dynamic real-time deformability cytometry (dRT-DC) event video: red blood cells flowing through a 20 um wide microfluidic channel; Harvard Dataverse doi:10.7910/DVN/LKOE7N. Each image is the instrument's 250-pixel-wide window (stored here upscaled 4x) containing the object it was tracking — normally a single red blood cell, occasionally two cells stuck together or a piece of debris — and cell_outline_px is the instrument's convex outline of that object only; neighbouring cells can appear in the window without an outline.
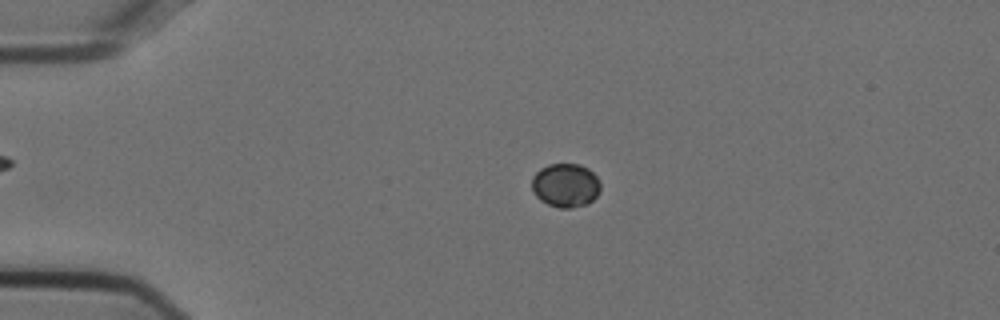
{"species": "Egyptian fruit bat (a non-hibernating species)", "species_latin": "Rousettus aegyptiacus", "temperature_condition": "cold", "stored_images_in_passage": 55, "camera_frame_rate_fps": 3000, "um_per_image_px": 0.085, "animal": {"sex": "female"}, "frame": {"image": 1, "passage_image": 13, "time_ms": 4.0, "image_size_px": [1000, 320], "cell_outline_px": [[600, 192], [588, 204], [572, 208], [560, 208], [548, 204], [540, 200], [532, 192], [532, 176], [540, 168], [548, 164], [580, 164], [588, 168], [600, 180]], "centroid_in_image_um": [48.07, 15.75], "position_along_channel_um": 36.9, "area_um2": 17.74}}
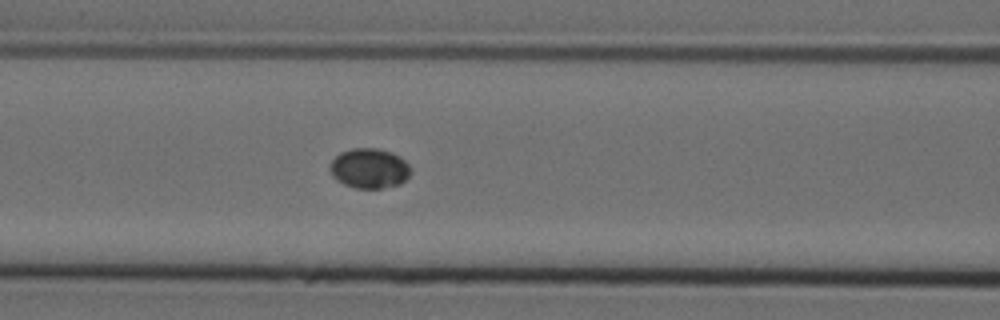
{"frame": {"image": 2, "passage_image": 24, "time_ms": 7.667, "image_size_px": [1000, 320], "cell_outline_px": [[412, 168], [408, 176], [400, 184], [380, 188], [356, 188], [344, 184], [332, 176], [328, 168], [332, 160], [340, 152], [352, 148], [376, 148], [392, 152], [400, 156]], "centroid_in_image_um": [31.38, 14.3], "position_along_channel_um": 135.2, "area_um2": 18.84}}
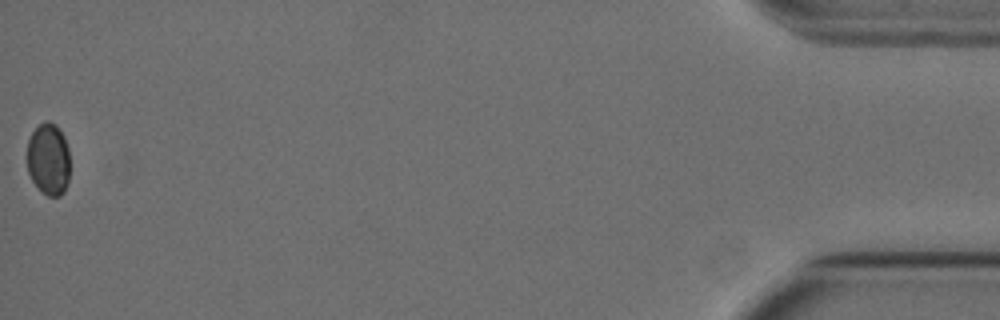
{"frame": {"image": 3, "passage_image": 55, "time_ms": 18.0, "image_size_px": [1000, 320], "cell_outline_px": [[68, 180], [64, 192], [60, 196], [48, 196], [32, 180], [28, 172], [28, 140], [32, 132], [44, 120], [48, 120], [56, 124], [64, 136], [68, 148]], "centroid_in_image_um": [4.12, 13.5], "position_along_channel_um": 431.1, "area_um2": 17.8}}